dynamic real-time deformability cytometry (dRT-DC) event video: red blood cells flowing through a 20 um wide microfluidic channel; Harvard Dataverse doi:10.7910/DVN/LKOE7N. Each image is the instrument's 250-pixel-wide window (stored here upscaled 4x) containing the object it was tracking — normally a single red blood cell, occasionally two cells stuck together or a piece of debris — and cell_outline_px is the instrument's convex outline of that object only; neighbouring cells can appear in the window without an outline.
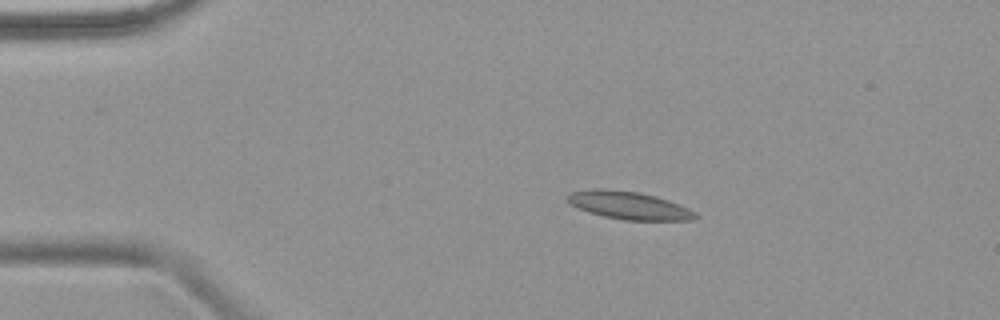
{"species": "common noctule bat (a hibernating species)", "species_latin": "Nyctalus noctula", "temperature_condition": "warm", "stored_images_in_passage": 7, "camera_frame_rate_fps": 3000, "um_per_image_px": 0.085, "animal": {"sex": "female", "body_mass_g": 18.4}, "frame": {"image": 1, "passage_image": 4, "time_ms": 3.333, "image_size_px": [1000, 320], "cell_outline_px": [[700, 216], [688, 220], [624, 220], [604, 216], [588, 212], [572, 204], [564, 196], [568, 192], [596, 188], [604, 188], [640, 192], [656, 196], [680, 204], [696, 212]], "centroid_in_image_um": [53.45, 17.44], "position_along_channel_um": 31.5, "area_um2": 20.81}}
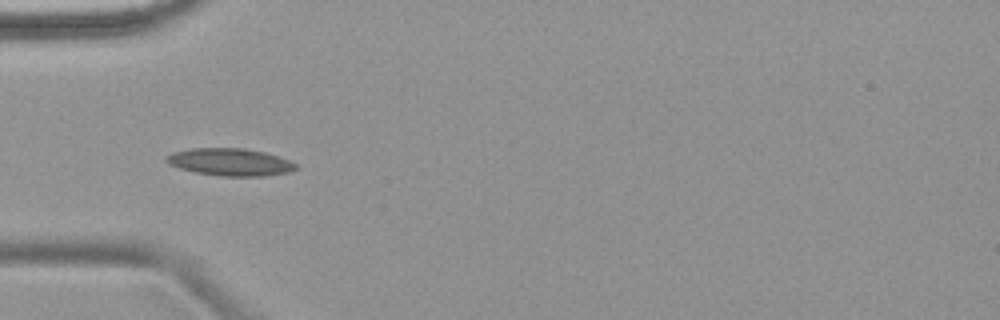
{"frame": {"image": 2, "passage_image": 6, "time_ms": 5.667, "image_size_px": [1000, 320], "cell_outline_px": [[300, 168], [288, 172], [264, 176], [220, 176], [196, 172], [180, 168], [168, 164], [164, 160], [164, 156], [172, 152], [192, 148], [244, 148], [264, 152], [288, 160], [296, 164]], "centroid_in_image_um": [19.52, 13.77], "position_along_channel_um": 65.5, "area_um2": 20.69}}
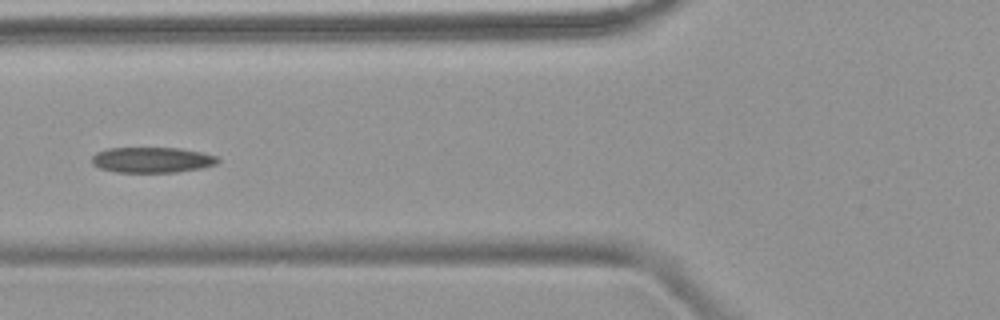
{"frame": {"image": 3, "passage_image": 7, "time_ms": 7.0, "image_size_px": [1000, 320], "cell_outline_px": [[220, 160], [216, 164], [200, 168], [176, 172], [116, 172], [100, 168], [92, 164], [92, 156], [96, 152], [108, 148], [180, 148], [200, 152], [216, 156]], "centroid_in_image_um": [12.9, 13.59], "position_along_channel_um": 112.9, "area_um2": 18.67}}